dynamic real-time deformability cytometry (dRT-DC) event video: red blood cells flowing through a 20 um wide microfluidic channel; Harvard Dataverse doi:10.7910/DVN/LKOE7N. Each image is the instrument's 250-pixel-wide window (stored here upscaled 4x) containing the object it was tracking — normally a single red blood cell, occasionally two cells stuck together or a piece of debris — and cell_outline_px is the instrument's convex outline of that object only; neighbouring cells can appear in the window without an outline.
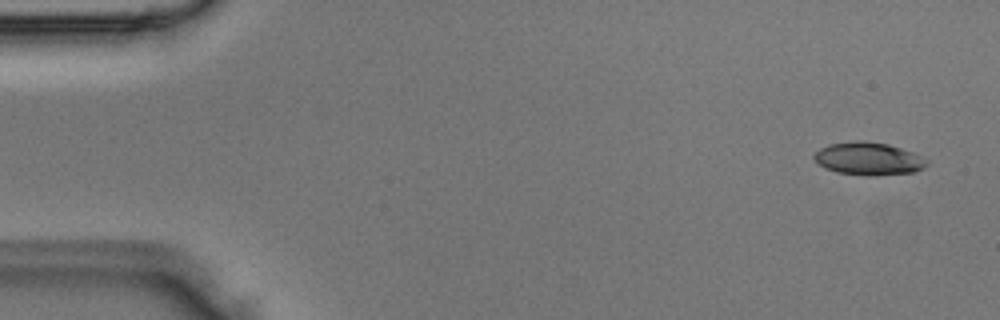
{"species": "Egyptian fruit bat (a non-hibernating species)", "species_latin": "Rousettus aegyptiacus", "temperature_condition": "room temperature", "stored_images_in_passage": 5, "camera_frame_rate_fps": 3000, "um_per_image_px": 0.085, "animal": {"sex": "male"}, "frame": {"image": 1, "passage_image": 1, "time_ms": 0.0, "image_size_px": [1000, 320], "cell_outline_px": [[928, 164], [924, 168], [912, 172], [836, 172], [824, 168], [812, 156], [820, 148], [828, 144], [856, 140], [860, 140], [888, 144], [912, 152], [928, 160]], "centroid_in_image_um": [73.78, 13.42], "position_along_channel_um": 11.2, "area_um2": 20.35}}
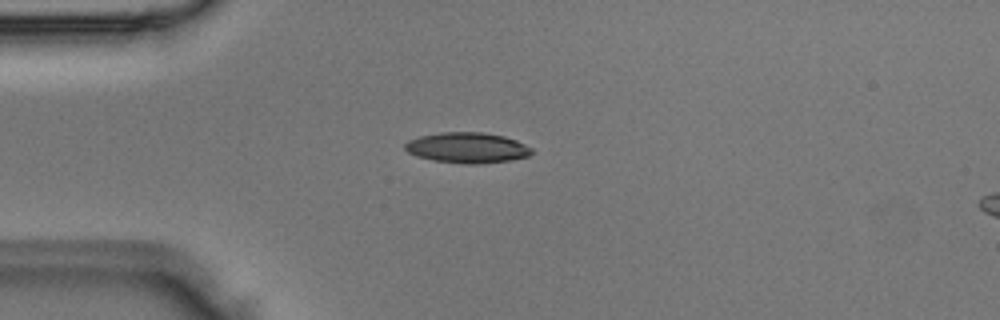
{"frame": {"image": 2, "passage_image": 4, "time_ms": 1.0, "image_size_px": [1000, 320], "cell_outline_px": [[532, 152], [528, 156], [508, 160], [480, 164], [464, 164], [432, 160], [416, 156], [408, 152], [404, 148], [404, 144], [408, 140], [420, 136], [440, 132], [480, 132], [504, 136], [516, 140], [532, 148]], "centroid_in_image_um": [39.68, 12.56], "position_along_channel_um": 45.3, "area_um2": 22.54}}